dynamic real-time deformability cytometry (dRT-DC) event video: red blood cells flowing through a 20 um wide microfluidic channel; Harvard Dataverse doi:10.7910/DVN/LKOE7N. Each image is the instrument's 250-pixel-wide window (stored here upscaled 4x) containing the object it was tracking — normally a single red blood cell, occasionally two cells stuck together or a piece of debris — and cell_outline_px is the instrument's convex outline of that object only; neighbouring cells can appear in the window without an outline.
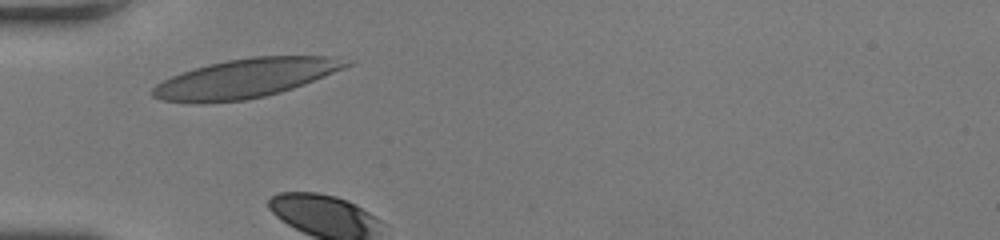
{"species": "human", "species_latin": "Homo sapiens", "temperature_condition": "room temperature", "stored_images_in_passage": 2, "camera_frame_rate_fps": 3000, "um_per_image_px": 0.085, "donor": {"sex": "female"}, "frame": {"image": 1, "passage_image": 1, "time_ms": 0.0, "image_size_px": [1000, 240], "cell_outline_px": [[352, 64], [344, 68], [304, 84], [280, 92], [264, 96], [244, 100], [204, 104], [196, 104], [160, 100], [152, 96], [152, 88], [156, 84], [172, 76], [208, 64], [228, 60], [252, 56], [336, 56]], "centroid_in_image_um": [20.83, 6.67], "position_along_channel_um": 64.2, "area_um2": 43.87}}